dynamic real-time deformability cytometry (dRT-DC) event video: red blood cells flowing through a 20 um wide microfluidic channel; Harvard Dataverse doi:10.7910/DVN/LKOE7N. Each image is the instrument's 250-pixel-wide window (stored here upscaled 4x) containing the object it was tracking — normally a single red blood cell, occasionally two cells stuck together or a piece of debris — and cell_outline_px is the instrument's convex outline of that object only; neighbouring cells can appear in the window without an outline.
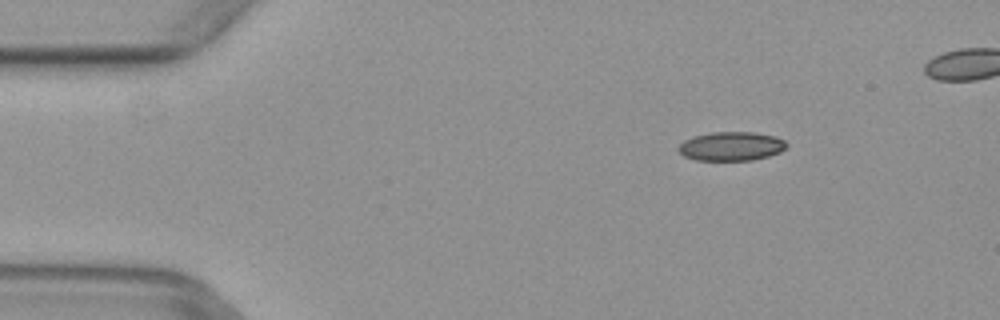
{"species": "common noctule bat (a hibernating species)", "species_latin": "Nyctalus noctula", "temperature_condition": "warm", "stored_images_in_passage": 6, "camera_frame_rate_fps": 3000, "um_per_image_px": 0.085, "animal": {"sex": "female", "body_mass_g": 29.2, "forearm_length_mm": 56.3}, "frame": {"image": 1, "passage_image": 3, "time_ms": 0.667, "image_size_px": [1000, 320], "cell_outline_px": [[788, 144], [780, 152], [768, 156], [752, 160], [696, 160], [684, 156], [676, 148], [684, 140], [692, 136], [712, 132], [756, 132], [776, 136], [784, 140]], "centroid_in_image_um": [62.15, 12.42], "position_along_channel_um": 22.9, "area_um2": 18.32}}